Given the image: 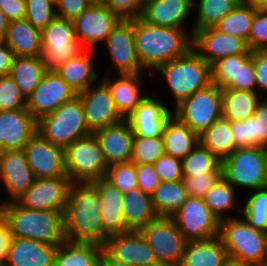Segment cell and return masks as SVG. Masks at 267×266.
I'll list each match as a JSON object with an SVG mask.
<instances>
[{
    "mask_svg": "<svg viewBox=\"0 0 267 266\" xmlns=\"http://www.w3.org/2000/svg\"><path fill=\"white\" fill-rule=\"evenodd\" d=\"M108 166L131 162L133 132L126 119L93 132Z\"/></svg>",
    "mask_w": 267,
    "mask_h": 266,
    "instance_id": "d4e9b609",
    "label": "cell"
},
{
    "mask_svg": "<svg viewBox=\"0 0 267 266\" xmlns=\"http://www.w3.org/2000/svg\"><path fill=\"white\" fill-rule=\"evenodd\" d=\"M103 250L128 266H148L157 262L154 252L137 231L109 236Z\"/></svg>",
    "mask_w": 267,
    "mask_h": 266,
    "instance_id": "44dd1931",
    "label": "cell"
},
{
    "mask_svg": "<svg viewBox=\"0 0 267 266\" xmlns=\"http://www.w3.org/2000/svg\"><path fill=\"white\" fill-rule=\"evenodd\" d=\"M256 135L267 146V99L257 104L255 113Z\"/></svg>",
    "mask_w": 267,
    "mask_h": 266,
    "instance_id": "91938a15",
    "label": "cell"
},
{
    "mask_svg": "<svg viewBox=\"0 0 267 266\" xmlns=\"http://www.w3.org/2000/svg\"><path fill=\"white\" fill-rule=\"evenodd\" d=\"M4 41L17 57L41 56V31L26 19L9 22Z\"/></svg>",
    "mask_w": 267,
    "mask_h": 266,
    "instance_id": "f546056e",
    "label": "cell"
},
{
    "mask_svg": "<svg viewBox=\"0 0 267 266\" xmlns=\"http://www.w3.org/2000/svg\"><path fill=\"white\" fill-rule=\"evenodd\" d=\"M253 64L257 87L263 93L267 91V50L253 51Z\"/></svg>",
    "mask_w": 267,
    "mask_h": 266,
    "instance_id": "6f0895ef",
    "label": "cell"
},
{
    "mask_svg": "<svg viewBox=\"0 0 267 266\" xmlns=\"http://www.w3.org/2000/svg\"><path fill=\"white\" fill-rule=\"evenodd\" d=\"M157 261L179 266L187 240L172 218L158 217L140 231Z\"/></svg>",
    "mask_w": 267,
    "mask_h": 266,
    "instance_id": "8fae6325",
    "label": "cell"
},
{
    "mask_svg": "<svg viewBox=\"0 0 267 266\" xmlns=\"http://www.w3.org/2000/svg\"><path fill=\"white\" fill-rule=\"evenodd\" d=\"M192 35V30L154 26L140 17L134 19L137 56L141 66L149 69V75L158 66L184 56L192 48Z\"/></svg>",
    "mask_w": 267,
    "mask_h": 266,
    "instance_id": "7a4b0ae2",
    "label": "cell"
},
{
    "mask_svg": "<svg viewBox=\"0 0 267 266\" xmlns=\"http://www.w3.org/2000/svg\"><path fill=\"white\" fill-rule=\"evenodd\" d=\"M109 75L102 82L108 87L117 110L126 118L147 97L140 94L141 73L118 74L117 80Z\"/></svg>",
    "mask_w": 267,
    "mask_h": 266,
    "instance_id": "f1b7e54d",
    "label": "cell"
},
{
    "mask_svg": "<svg viewBox=\"0 0 267 266\" xmlns=\"http://www.w3.org/2000/svg\"><path fill=\"white\" fill-rule=\"evenodd\" d=\"M0 9L9 22L23 20L26 15L25 0H0Z\"/></svg>",
    "mask_w": 267,
    "mask_h": 266,
    "instance_id": "680465c9",
    "label": "cell"
},
{
    "mask_svg": "<svg viewBox=\"0 0 267 266\" xmlns=\"http://www.w3.org/2000/svg\"><path fill=\"white\" fill-rule=\"evenodd\" d=\"M172 113L164 102L147 96L125 119L134 136L162 137L166 122Z\"/></svg>",
    "mask_w": 267,
    "mask_h": 266,
    "instance_id": "603a6c76",
    "label": "cell"
},
{
    "mask_svg": "<svg viewBox=\"0 0 267 266\" xmlns=\"http://www.w3.org/2000/svg\"><path fill=\"white\" fill-rule=\"evenodd\" d=\"M175 97V106L195 92L212 84L211 65L192 48L182 57L158 66Z\"/></svg>",
    "mask_w": 267,
    "mask_h": 266,
    "instance_id": "277c9868",
    "label": "cell"
},
{
    "mask_svg": "<svg viewBox=\"0 0 267 266\" xmlns=\"http://www.w3.org/2000/svg\"><path fill=\"white\" fill-rule=\"evenodd\" d=\"M14 58V53L6 45L4 39H0V77L10 74Z\"/></svg>",
    "mask_w": 267,
    "mask_h": 266,
    "instance_id": "94428289",
    "label": "cell"
},
{
    "mask_svg": "<svg viewBox=\"0 0 267 266\" xmlns=\"http://www.w3.org/2000/svg\"><path fill=\"white\" fill-rule=\"evenodd\" d=\"M241 0H199L197 18L192 31L214 27Z\"/></svg>",
    "mask_w": 267,
    "mask_h": 266,
    "instance_id": "7bdbcfd3",
    "label": "cell"
},
{
    "mask_svg": "<svg viewBox=\"0 0 267 266\" xmlns=\"http://www.w3.org/2000/svg\"><path fill=\"white\" fill-rule=\"evenodd\" d=\"M245 90L222 89V117L228 121H244L252 117L261 94Z\"/></svg>",
    "mask_w": 267,
    "mask_h": 266,
    "instance_id": "e575fe53",
    "label": "cell"
},
{
    "mask_svg": "<svg viewBox=\"0 0 267 266\" xmlns=\"http://www.w3.org/2000/svg\"><path fill=\"white\" fill-rule=\"evenodd\" d=\"M165 154L183 160L199 143V135L172 115L162 134Z\"/></svg>",
    "mask_w": 267,
    "mask_h": 266,
    "instance_id": "836d02e7",
    "label": "cell"
},
{
    "mask_svg": "<svg viewBox=\"0 0 267 266\" xmlns=\"http://www.w3.org/2000/svg\"><path fill=\"white\" fill-rule=\"evenodd\" d=\"M229 258L248 266H261L267 261V233L249 226L244 219L220 221V232Z\"/></svg>",
    "mask_w": 267,
    "mask_h": 266,
    "instance_id": "5b68a950",
    "label": "cell"
},
{
    "mask_svg": "<svg viewBox=\"0 0 267 266\" xmlns=\"http://www.w3.org/2000/svg\"><path fill=\"white\" fill-rule=\"evenodd\" d=\"M148 266H174V265L157 261L156 263H153V264L148 265Z\"/></svg>",
    "mask_w": 267,
    "mask_h": 266,
    "instance_id": "a7ac6f4b",
    "label": "cell"
},
{
    "mask_svg": "<svg viewBox=\"0 0 267 266\" xmlns=\"http://www.w3.org/2000/svg\"><path fill=\"white\" fill-rule=\"evenodd\" d=\"M251 51L267 50V9H257L248 37Z\"/></svg>",
    "mask_w": 267,
    "mask_h": 266,
    "instance_id": "f907efd6",
    "label": "cell"
},
{
    "mask_svg": "<svg viewBox=\"0 0 267 266\" xmlns=\"http://www.w3.org/2000/svg\"><path fill=\"white\" fill-rule=\"evenodd\" d=\"M143 4L144 0H107L104 5L122 20H132L141 16Z\"/></svg>",
    "mask_w": 267,
    "mask_h": 266,
    "instance_id": "db71d44e",
    "label": "cell"
},
{
    "mask_svg": "<svg viewBox=\"0 0 267 266\" xmlns=\"http://www.w3.org/2000/svg\"><path fill=\"white\" fill-rule=\"evenodd\" d=\"M235 194V188L221 176L214 186L207 191L203 200L218 220L222 221L233 218L230 215L225 216L224 213L236 207Z\"/></svg>",
    "mask_w": 267,
    "mask_h": 266,
    "instance_id": "60d3db41",
    "label": "cell"
},
{
    "mask_svg": "<svg viewBox=\"0 0 267 266\" xmlns=\"http://www.w3.org/2000/svg\"><path fill=\"white\" fill-rule=\"evenodd\" d=\"M163 154L165 149L162 137L134 136L131 157L134 164H154Z\"/></svg>",
    "mask_w": 267,
    "mask_h": 266,
    "instance_id": "f6af8a7d",
    "label": "cell"
},
{
    "mask_svg": "<svg viewBox=\"0 0 267 266\" xmlns=\"http://www.w3.org/2000/svg\"><path fill=\"white\" fill-rule=\"evenodd\" d=\"M0 179L9 194L10 199L0 203L18 201L20 197L35 182V175L27 163L24 150L1 151Z\"/></svg>",
    "mask_w": 267,
    "mask_h": 266,
    "instance_id": "7402d4cb",
    "label": "cell"
},
{
    "mask_svg": "<svg viewBox=\"0 0 267 266\" xmlns=\"http://www.w3.org/2000/svg\"><path fill=\"white\" fill-rule=\"evenodd\" d=\"M221 176L222 173H205L195 177L183 176L188 196L203 198Z\"/></svg>",
    "mask_w": 267,
    "mask_h": 266,
    "instance_id": "f5cc1de1",
    "label": "cell"
},
{
    "mask_svg": "<svg viewBox=\"0 0 267 266\" xmlns=\"http://www.w3.org/2000/svg\"><path fill=\"white\" fill-rule=\"evenodd\" d=\"M100 190L94 182H72L63 214L65 240L104 246Z\"/></svg>",
    "mask_w": 267,
    "mask_h": 266,
    "instance_id": "6da1fadb",
    "label": "cell"
},
{
    "mask_svg": "<svg viewBox=\"0 0 267 266\" xmlns=\"http://www.w3.org/2000/svg\"><path fill=\"white\" fill-rule=\"evenodd\" d=\"M121 20L106 5L91 4L72 22L75 37L84 47L88 46L91 49L100 41L105 42Z\"/></svg>",
    "mask_w": 267,
    "mask_h": 266,
    "instance_id": "2e32d148",
    "label": "cell"
},
{
    "mask_svg": "<svg viewBox=\"0 0 267 266\" xmlns=\"http://www.w3.org/2000/svg\"><path fill=\"white\" fill-rule=\"evenodd\" d=\"M171 218L188 242L219 236L220 221L203 198L188 197Z\"/></svg>",
    "mask_w": 267,
    "mask_h": 266,
    "instance_id": "7c38bea8",
    "label": "cell"
},
{
    "mask_svg": "<svg viewBox=\"0 0 267 266\" xmlns=\"http://www.w3.org/2000/svg\"><path fill=\"white\" fill-rule=\"evenodd\" d=\"M24 108H26V98L13 78L10 75L0 77V111Z\"/></svg>",
    "mask_w": 267,
    "mask_h": 266,
    "instance_id": "681fc988",
    "label": "cell"
},
{
    "mask_svg": "<svg viewBox=\"0 0 267 266\" xmlns=\"http://www.w3.org/2000/svg\"><path fill=\"white\" fill-rule=\"evenodd\" d=\"M122 212L126 228L139 232L150 222L158 218L152 203V196L135 188L124 194Z\"/></svg>",
    "mask_w": 267,
    "mask_h": 266,
    "instance_id": "4dcf8cb0",
    "label": "cell"
},
{
    "mask_svg": "<svg viewBox=\"0 0 267 266\" xmlns=\"http://www.w3.org/2000/svg\"><path fill=\"white\" fill-rule=\"evenodd\" d=\"M222 266H248L246 264L241 263L238 260L232 259V258H227V260L223 263Z\"/></svg>",
    "mask_w": 267,
    "mask_h": 266,
    "instance_id": "003e7915",
    "label": "cell"
},
{
    "mask_svg": "<svg viewBox=\"0 0 267 266\" xmlns=\"http://www.w3.org/2000/svg\"><path fill=\"white\" fill-rule=\"evenodd\" d=\"M200 144L221 161L235 150L231 121L223 117L214 122L199 136Z\"/></svg>",
    "mask_w": 267,
    "mask_h": 266,
    "instance_id": "f35d334b",
    "label": "cell"
},
{
    "mask_svg": "<svg viewBox=\"0 0 267 266\" xmlns=\"http://www.w3.org/2000/svg\"><path fill=\"white\" fill-rule=\"evenodd\" d=\"M76 96L55 70H47L39 85L26 98V109L38 121Z\"/></svg>",
    "mask_w": 267,
    "mask_h": 266,
    "instance_id": "4fadbf2b",
    "label": "cell"
},
{
    "mask_svg": "<svg viewBox=\"0 0 267 266\" xmlns=\"http://www.w3.org/2000/svg\"><path fill=\"white\" fill-rule=\"evenodd\" d=\"M9 21L0 9V39H4L7 31Z\"/></svg>",
    "mask_w": 267,
    "mask_h": 266,
    "instance_id": "e7e4bbea",
    "label": "cell"
},
{
    "mask_svg": "<svg viewBox=\"0 0 267 266\" xmlns=\"http://www.w3.org/2000/svg\"><path fill=\"white\" fill-rule=\"evenodd\" d=\"M37 132L52 144L64 149L75 140L91 134L80 99L76 96L52 113L41 117L37 121Z\"/></svg>",
    "mask_w": 267,
    "mask_h": 266,
    "instance_id": "8992f818",
    "label": "cell"
},
{
    "mask_svg": "<svg viewBox=\"0 0 267 266\" xmlns=\"http://www.w3.org/2000/svg\"><path fill=\"white\" fill-rule=\"evenodd\" d=\"M103 247L64 241L58 246L54 266H100Z\"/></svg>",
    "mask_w": 267,
    "mask_h": 266,
    "instance_id": "d590c367",
    "label": "cell"
},
{
    "mask_svg": "<svg viewBox=\"0 0 267 266\" xmlns=\"http://www.w3.org/2000/svg\"><path fill=\"white\" fill-rule=\"evenodd\" d=\"M173 115L199 136L222 118V88L210 84L175 106Z\"/></svg>",
    "mask_w": 267,
    "mask_h": 266,
    "instance_id": "ba28073f",
    "label": "cell"
},
{
    "mask_svg": "<svg viewBox=\"0 0 267 266\" xmlns=\"http://www.w3.org/2000/svg\"><path fill=\"white\" fill-rule=\"evenodd\" d=\"M100 266H128L109 256L104 250L102 251Z\"/></svg>",
    "mask_w": 267,
    "mask_h": 266,
    "instance_id": "be15d7a7",
    "label": "cell"
},
{
    "mask_svg": "<svg viewBox=\"0 0 267 266\" xmlns=\"http://www.w3.org/2000/svg\"><path fill=\"white\" fill-rule=\"evenodd\" d=\"M25 1V19L36 29L42 31L56 17V6L52 0Z\"/></svg>",
    "mask_w": 267,
    "mask_h": 266,
    "instance_id": "7dc6e473",
    "label": "cell"
},
{
    "mask_svg": "<svg viewBox=\"0 0 267 266\" xmlns=\"http://www.w3.org/2000/svg\"><path fill=\"white\" fill-rule=\"evenodd\" d=\"M104 43L118 74H139L145 70L136 52L134 19L121 20Z\"/></svg>",
    "mask_w": 267,
    "mask_h": 266,
    "instance_id": "ffe728a7",
    "label": "cell"
},
{
    "mask_svg": "<svg viewBox=\"0 0 267 266\" xmlns=\"http://www.w3.org/2000/svg\"><path fill=\"white\" fill-rule=\"evenodd\" d=\"M245 205L239 211H243L245 222L254 229L267 233V187L253 190Z\"/></svg>",
    "mask_w": 267,
    "mask_h": 266,
    "instance_id": "ee69618b",
    "label": "cell"
},
{
    "mask_svg": "<svg viewBox=\"0 0 267 266\" xmlns=\"http://www.w3.org/2000/svg\"><path fill=\"white\" fill-rule=\"evenodd\" d=\"M188 197L183 180L161 182L152 195V203L158 217L171 218Z\"/></svg>",
    "mask_w": 267,
    "mask_h": 266,
    "instance_id": "74e56055",
    "label": "cell"
},
{
    "mask_svg": "<svg viewBox=\"0 0 267 266\" xmlns=\"http://www.w3.org/2000/svg\"><path fill=\"white\" fill-rule=\"evenodd\" d=\"M256 8L245 4L242 0L225 15L214 27L223 33L244 39L248 44L252 22Z\"/></svg>",
    "mask_w": 267,
    "mask_h": 266,
    "instance_id": "ab89813d",
    "label": "cell"
},
{
    "mask_svg": "<svg viewBox=\"0 0 267 266\" xmlns=\"http://www.w3.org/2000/svg\"><path fill=\"white\" fill-rule=\"evenodd\" d=\"M66 175L72 182L105 178L108 164L93 133L75 140L64 149Z\"/></svg>",
    "mask_w": 267,
    "mask_h": 266,
    "instance_id": "9c48e42d",
    "label": "cell"
},
{
    "mask_svg": "<svg viewBox=\"0 0 267 266\" xmlns=\"http://www.w3.org/2000/svg\"><path fill=\"white\" fill-rule=\"evenodd\" d=\"M27 163L36 178L67 176L64 148L52 144L36 132L24 147Z\"/></svg>",
    "mask_w": 267,
    "mask_h": 266,
    "instance_id": "d6986e66",
    "label": "cell"
},
{
    "mask_svg": "<svg viewBox=\"0 0 267 266\" xmlns=\"http://www.w3.org/2000/svg\"><path fill=\"white\" fill-rule=\"evenodd\" d=\"M183 176L222 173L221 160L200 143L181 161Z\"/></svg>",
    "mask_w": 267,
    "mask_h": 266,
    "instance_id": "b9f144b4",
    "label": "cell"
},
{
    "mask_svg": "<svg viewBox=\"0 0 267 266\" xmlns=\"http://www.w3.org/2000/svg\"><path fill=\"white\" fill-rule=\"evenodd\" d=\"M46 71L41 56H15L9 75L21 90L23 96L27 98L39 85Z\"/></svg>",
    "mask_w": 267,
    "mask_h": 266,
    "instance_id": "8d00e7d4",
    "label": "cell"
},
{
    "mask_svg": "<svg viewBox=\"0 0 267 266\" xmlns=\"http://www.w3.org/2000/svg\"><path fill=\"white\" fill-rule=\"evenodd\" d=\"M71 185L72 181L68 176L36 178L17 202L31 210L64 213Z\"/></svg>",
    "mask_w": 267,
    "mask_h": 266,
    "instance_id": "5bb4252c",
    "label": "cell"
},
{
    "mask_svg": "<svg viewBox=\"0 0 267 266\" xmlns=\"http://www.w3.org/2000/svg\"><path fill=\"white\" fill-rule=\"evenodd\" d=\"M231 129L235 141V150L245 147L267 148L256 135V118L254 116L244 121H231Z\"/></svg>",
    "mask_w": 267,
    "mask_h": 266,
    "instance_id": "c3c4849f",
    "label": "cell"
},
{
    "mask_svg": "<svg viewBox=\"0 0 267 266\" xmlns=\"http://www.w3.org/2000/svg\"><path fill=\"white\" fill-rule=\"evenodd\" d=\"M91 49L59 65L56 73L75 91L76 94L88 89L98 79L94 71L95 63L90 55Z\"/></svg>",
    "mask_w": 267,
    "mask_h": 266,
    "instance_id": "1f68e13d",
    "label": "cell"
},
{
    "mask_svg": "<svg viewBox=\"0 0 267 266\" xmlns=\"http://www.w3.org/2000/svg\"><path fill=\"white\" fill-rule=\"evenodd\" d=\"M37 132V120L26 108L0 111V150H24L29 139Z\"/></svg>",
    "mask_w": 267,
    "mask_h": 266,
    "instance_id": "cb8c5ba5",
    "label": "cell"
},
{
    "mask_svg": "<svg viewBox=\"0 0 267 266\" xmlns=\"http://www.w3.org/2000/svg\"><path fill=\"white\" fill-rule=\"evenodd\" d=\"M90 5L89 0H58L55 3L58 8L56 16L73 21Z\"/></svg>",
    "mask_w": 267,
    "mask_h": 266,
    "instance_id": "9f6ffc18",
    "label": "cell"
},
{
    "mask_svg": "<svg viewBox=\"0 0 267 266\" xmlns=\"http://www.w3.org/2000/svg\"><path fill=\"white\" fill-rule=\"evenodd\" d=\"M221 238L187 242L179 266H222L228 258Z\"/></svg>",
    "mask_w": 267,
    "mask_h": 266,
    "instance_id": "d6a6232c",
    "label": "cell"
},
{
    "mask_svg": "<svg viewBox=\"0 0 267 266\" xmlns=\"http://www.w3.org/2000/svg\"><path fill=\"white\" fill-rule=\"evenodd\" d=\"M58 246L11 237L6 260L1 266H54Z\"/></svg>",
    "mask_w": 267,
    "mask_h": 266,
    "instance_id": "4316f807",
    "label": "cell"
},
{
    "mask_svg": "<svg viewBox=\"0 0 267 266\" xmlns=\"http://www.w3.org/2000/svg\"><path fill=\"white\" fill-rule=\"evenodd\" d=\"M161 182H174L183 180L181 160L163 154L153 164Z\"/></svg>",
    "mask_w": 267,
    "mask_h": 266,
    "instance_id": "816d5d0a",
    "label": "cell"
},
{
    "mask_svg": "<svg viewBox=\"0 0 267 266\" xmlns=\"http://www.w3.org/2000/svg\"><path fill=\"white\" fill-rule=\"evenodd\" d=\"M212 83L222 89L256 91L253 51L221 58L211 65Z\"/></svg>",
    "mask_w": 267,
    "mask_h": 266,
    "instance_id": "9a60e30c",
    "label": "cell"
},
{
    "mask_svg": "<svg viewBox=\"0 0 267 266\" xmlns=\"http://www.w3.org/2000/svg\"><path fill=\"white\" fill-rule=\"evenodd\" d=\"M138 188L145 194L152 196L161 181L153 164H136Z\"/></svg>",
    "mask_w": 267,
    "mask_h": 266,
    "instance_id": "11a10c76",
    "label": "cell"
},
{
    "mask_svg": "<svg viewBox=\"0 0 267 266\" xmlns=\"http://www.w3.org/2000/svg\"><path fill=\"white\" fill-rule=\"evenodd\" d=\"M105 178L123 194L138 188L136 164L133 162L108 166Z\"/></svg>",
    "mask_w": 267,
    "mask_h": 266,
    "instance_id": "bcb514c9",
    "label": "cell"
},
{
    "mask_svg": "<svg viewBox=\"0 0 267 266\" xmlns=\"http://www.w3.org/2000/svg\"><path fill=\"white\" fill-rule=\"evenodd\" d=\"M100 82L97 88L91 85L77 94L83 106L87 128L91 133L125 119L117 110L108 87Z\"/></svg>",
    "mask_w": 267,
    "mask_h": 266,
    "instance_id": "ac0fdd59",
    "label": "cell"
},
{
    "mask_svg": "<svg viewBox=\"0 0 267 266\" xmlns=\"http://www.w3.org/2000/svg\"><path fill=\"white\" fill-rule=\"evenodd\" d=\"M196 0H144L140 18L154 26L185 29Z\"/></svg>",
    "mask_w": 267,
    "mask_h": 266,
    "instance_id": "484cf974",
    "label": "cell"
},
{
    "mask_svg": "<svg viewBox=\"0 0 267 266\" xmlns=\"http://www.w3.org/2000/svg\"><path fill=\"white\" fill-rule=\"evenodd\" d=\"M106 1L107 0H89L91 4H100V5H104Z\"/></svg>",
    "mask_w": 267,
    "mask_h": 266,
    "instance_id": "89a4df30",
    "label": "cell"
},
{
    "mask_svg": "<svg viewBox=\"0 0 267 266\" xmlns=\"http://www.w3.org/2000/svg\"><path fill=\"white\" fill-rule=\"evenodd\" d=\"M93 182L100 190L103 231L108 236L130 232L126 228L122 212L124 194L106 178L97 179Z\"/></svg>",
    "mask_w": 267,
    "mask_h": 266,
    "instance_id": "83f0119b",
    "label": "cell"
},
{
    "mask_svg": "<svg viewBox=\"0 0 267 266\" xmlns=\"http://www.w3.org/2000/svg\"><path fill=\"white\" fill-rule=\"evenodd\" d=\"M245 4L256 9H267V0H242Z\"/></svg>",
    "mask_w": 267,
    "mask_h": 266,
    "instance_id": "03108f58",
    "label": "cell"
},
{
    "mask_svg": "<svg viewBox=\"0 0 267 266\" xmlns=\"http://www.w3.org/2000/svg\"><path fill=\"white\" fill-rule=\"evenodd\" d=\"M41 45V59L47 70H55L86 48L75 37L73 22L58 16L41 31Z\"/></svg>",
    "mask_w": 267,
    "mask_h": 266,
    "instance_id": "30bf717a",
    "label": "cell"
},
{
    "mask_svg": "<svg viewBox=\"0 0 267 266\" xmlns=\"http://www.w3.org/2000/svg\"><path fill=\"white\" fill-rule=\"evenodd\" d=\"M10 240L11 236L7 220L0 213V265L6 260Z\"/></svg>",
    "mask_w": 267,
    "mask_h": 266,
    "instance_id": "6125c7cd",
    "label": "cell"
},
{
    "mask_svg": "<svg viewBox=\"0 0 267 266\" xmlns=\"http://www.w3.org/2000/svg\"><path fill=\"white\" fill-rule=\"evenodd\" d=\"M222 177L235 189L267 187V148H237L221 161Z\"/></svg>",
    "mask_w": 267,
    "mask_h": 266,
    "instance_id": "52a82bcc",
    "label": "cell"
},
{
    "mask_svg": "<svg viewBox=\"0 0 267 266\" xmlns=\"http://www.w3.org/2000/svg\"><path fill=\"white\" fill-rule=\"evenodd\" d=\"M261 266H267V261L263 265H261Z\"/></svg>",
    "mask_w": 267,
    "mask_h": 266,
    "instance_id": "2644e50d",
    "label": "cell"
},
{
    "mask_svg": "<svg viewBox=\"0 0 267 266\" xmlns=\"http://www.w3.org/2000/svg\"><path fill=\"white\" fill-rule=\"evenodd\" d=\"M0 213L7 220L13 238L36 240L50 245H60L65 241L64 213L31 210L17 201L0 205Z\"/></svg>",
    "mask_w": 267,
    "mask_h": 266,
    "instance_id": "3957f363",
    "label": "cell"
},
{
    "mask_svg": "<svg viewBox=\"0 0 267 266\" xmlns=\"http://www.w3.org/2000/svg\"><path fill=\"white\" fill-rule=\"evenodd\" d=\"M192 49L209 65L221 58L246 54L250 50L244 39L218 31L215 27L193 31Z\"/></svg>",
    "mask_w": 267,
    "mask_h": 266,
    "instance_id": "e0dca14e",
    "label": "cell"
}]
</instances>
